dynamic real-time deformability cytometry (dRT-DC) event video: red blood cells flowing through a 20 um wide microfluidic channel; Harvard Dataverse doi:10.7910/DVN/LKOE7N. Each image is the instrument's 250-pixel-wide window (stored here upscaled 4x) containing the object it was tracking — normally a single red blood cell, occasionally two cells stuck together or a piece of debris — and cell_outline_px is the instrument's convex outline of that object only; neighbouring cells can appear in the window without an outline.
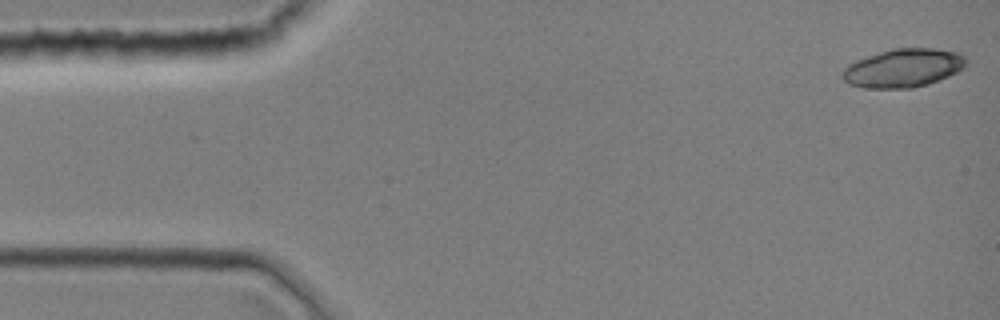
{"species": "common noctule bat (a hibernating species)", "species_latin": "Nyctalus noctula", "temperature_condition": "room temperature", "stored_images_in_passage": 11, "camera_frame_rate_fps": 3000, "um_per_image_px": 0.085, "animal": {"sex": "female", "body_mass_g": 19.0, "forearm_length_mm": 51.5}, "frame": {"image": 1, "passage_image": 1, "time_ms": 0.0, "image_size_px": [1000, 320], "cell_outline_px": [[968, 64], [964, 68], [948, 76], [928, 84], [912, 88], [864, 88], [848, 84], [840, 76], [840, 72], [848, 64], [856, 60], [892, 48], [932, 48], [960, 52], [968, 60]], "centroid_in_image_um": [76.77, 5.78], "position_along_channel_um": 8.2, "area_um2": 28.03}}
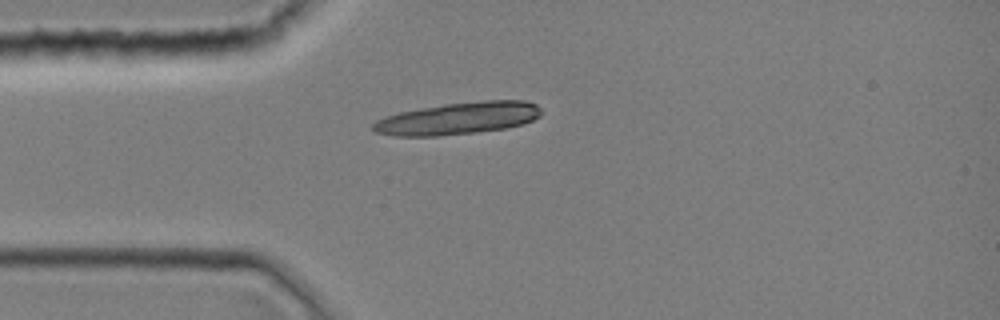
{"frame": {"image": 2, "passage_image": 10, "time_ms": 3.0, "image_size_px": [1000, 320], "cell_outline_px": [[544, 112], [540, 116], [524, 124], [504, 128], [476, 132], [436, 136], [392, 136], [376, 132], [372, 128], [372, 124], [376, 120], [384, 116], [400, 112], [420, 108], [444, 104], [484, 100], [524, 100], [536, 104]], "centroid_in_image_um": [38.95, 10.05], "position_along_channel_um": 46.1, "area_um2": 31.62}}